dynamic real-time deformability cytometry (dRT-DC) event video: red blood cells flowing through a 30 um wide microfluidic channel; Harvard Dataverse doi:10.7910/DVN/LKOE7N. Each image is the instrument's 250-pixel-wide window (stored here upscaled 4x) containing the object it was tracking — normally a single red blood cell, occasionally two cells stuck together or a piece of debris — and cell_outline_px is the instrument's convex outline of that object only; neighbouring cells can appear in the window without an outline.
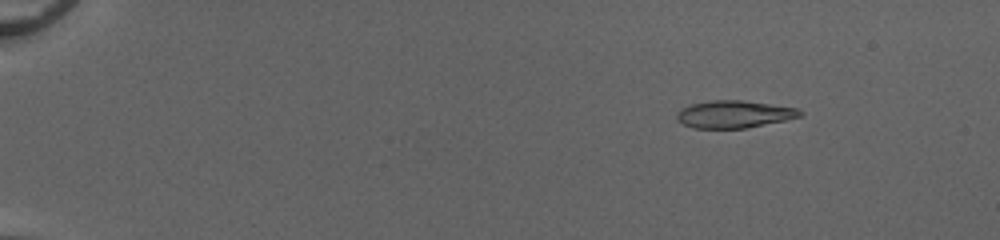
{"species": "common noctule bat (a hibernating species)", "species_latin": "Nyctalus noctula", "temperature_condition": "cold", "stored_images_in_passage": 53, "camera_frame_rate_fps": 3000, "um_per_image_px": 0.085, "animal": {"sex": "female", "body_mass_g": 20.0, "forearm_length_mm": 54.0}, "frame": {"image": 1, "passage_image": 8, "time_ms": 2.333, "image_size_px": [1000, 240], "cell_outline_px": [[804, 112], [800, 116], [784, 120], [748, 128], [692, 128], [676, 120], [676, 112], [680, 108], [692, 104], [712, 100], [744, 100], [796, 108]], "centroid_in_image_um": [62.35, 9.71], "position_along_channel_um": 22.6, "area_um2": 19.65}}
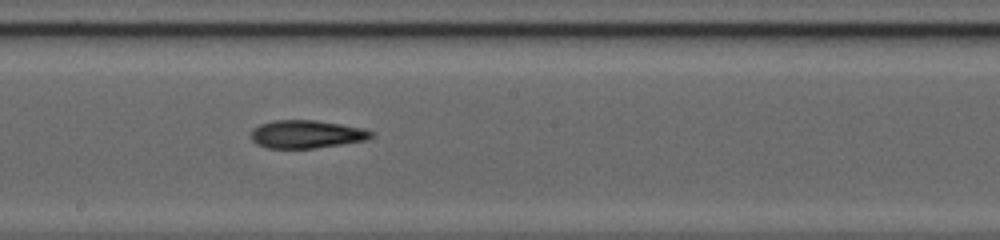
{"frame": {"image": 2, "passage_image": 32, "time_ms": 10.333, "image_size_px": [1000, 240], "cell_outline_px": [[372, 136], [368, 140], [316, 148], [268, 148], [256, 144], [252, 140], [252, 128], [260, 124], [272, 120], [316, 120], [364, 128], [372, 132]], "centroid_in_image_um": [26.04, 11.4], "position_along_channel_um": 222.2, "area_um2": 19.65}}
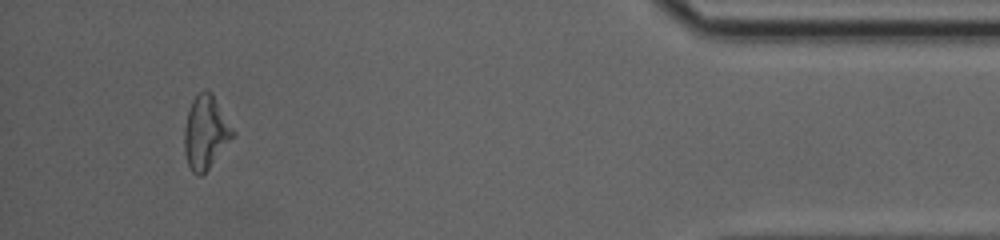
{"frame": {"image": 3, "passage_image": 50, "time_ms": 16.333, "image_size_px": [1000, 240], "cell_outline_px": [[236, 136], [208, 168], [200, 176], [196, 176], [192, 172], [188, 164], [184, 152], [184, 128], [188, 112], [192, 100], [200, 92], [212, 92], [236, 132]], "centroid_in_image_um": [17.5, 11.27], "position_along_channel_um": 417.7, "area_um2": 20.75}, "authors_computed_cell_mechanics": {"area_um2": 19.7098, "velocity_mm_per_s": 4.1196, "shape_relaxation_time_tau1_ms": 6.4532, "shape_relaxation_time_tau2_ms": 7.5799, "deformation_change_tau1": 0.1989, "deformation_change_tau2": 0.1844}}